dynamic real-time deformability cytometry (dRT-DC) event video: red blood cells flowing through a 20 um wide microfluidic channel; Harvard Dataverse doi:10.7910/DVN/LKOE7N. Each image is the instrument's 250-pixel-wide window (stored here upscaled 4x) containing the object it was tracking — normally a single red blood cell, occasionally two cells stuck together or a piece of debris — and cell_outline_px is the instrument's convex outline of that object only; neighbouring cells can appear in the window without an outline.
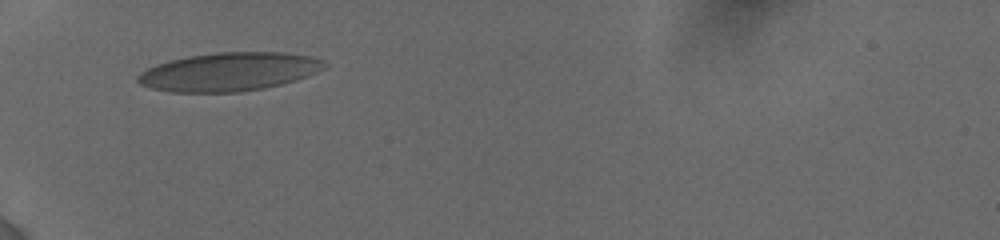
{"species": "human", "species_latin": "Homo sapiens", "temperature_condition": "cold", "stored_images_in_passage": 9, "camera_frame_rate_fps": 3000, "um_per_image_px": 0.085, "donor": {"sex": "female"}, "frame": {"image": 1, "passage_image": 1, "time_ms": 0.0, "image_size_px": [1000, 240], "cell_outline_px": [[328, 64], [324, 68], [316, 72], [296, 80], [264, 88], [240, 92], [172, 92], [152, 88], [140, 84], [136, 80], [136, 76], [140, 72], [156, 64], [188, 56], [216, 52], [284, 52], [308, 56], [324, 60]], "centroid_in_image_um": [19.46, 6.1], "position_along_channel_um": 65.5, "area_um2": 41.79}}